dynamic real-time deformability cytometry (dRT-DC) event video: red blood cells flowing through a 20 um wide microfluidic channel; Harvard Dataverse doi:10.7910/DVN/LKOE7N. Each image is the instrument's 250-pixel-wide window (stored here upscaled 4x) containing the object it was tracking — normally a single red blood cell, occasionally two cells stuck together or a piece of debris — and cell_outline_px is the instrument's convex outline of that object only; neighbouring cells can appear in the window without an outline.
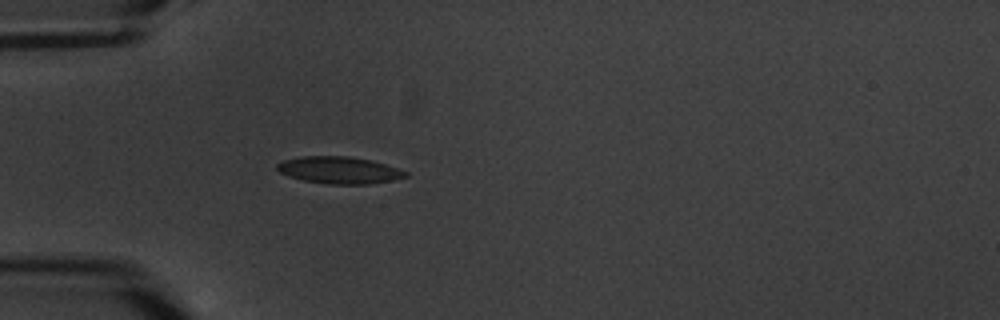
{"species": "common noctule bat (a hibernating species)", "species_latin": "Nyctalus noctula", "temperature_condition": "warm", "stored_images_in_passage": 1, "camera_frame_rate_fps": 3000, "um_per_image_px": 0.085, "animal": {"sex": "male", "body_mass_g": 20.1, "forearm_length_mm": 53.5}, "frame": {"image": 1, "passage_image": 1, "time_ms": 0.0, "image_size_px": [1000, 320], "cell_outline_px": [[408, 176], [396, 180], [368, 184], [328, 184], [304, 180], [288, 176], [280, 172], [276, 168], [276, 164], [284, 160], [300, 156], [348, 156], [372, 160], [408, 172]], "centroid_in_image_um": [28.84, 14.46], "position_along_channel_um": 56.2, "area_um2": 20.23}}